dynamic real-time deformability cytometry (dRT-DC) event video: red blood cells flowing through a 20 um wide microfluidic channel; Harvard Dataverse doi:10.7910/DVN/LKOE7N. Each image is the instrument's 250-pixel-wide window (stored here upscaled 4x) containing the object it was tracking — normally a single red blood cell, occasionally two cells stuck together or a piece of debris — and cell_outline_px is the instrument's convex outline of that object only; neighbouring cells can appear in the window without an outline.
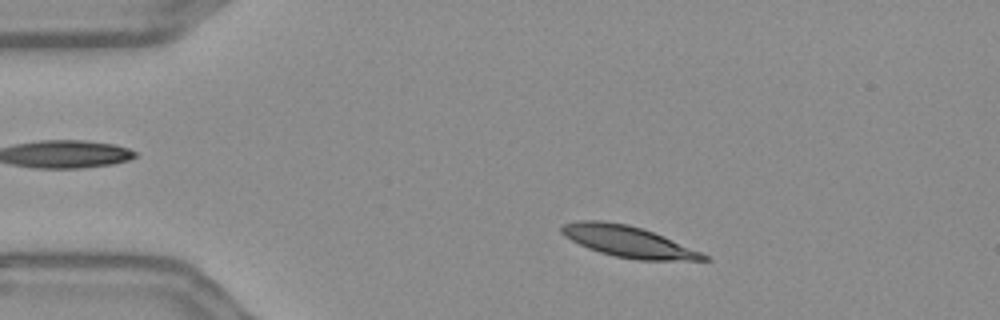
{"species": "Egyptian fruit bat (a non-hibernating species)", "species_latin": "Rousettus aegyptiacus", "temperature_condition": "warm", "stored_images_in_passage": 53, "camera_frame_rate_fps": 3000, "um_per_image_px": 0.085, "frame": {"image": 1, "passage_image": 7, "time_ms": 2.0, "image_size_px": [1000, 320], "cell_outline_px": [[712, 260], [636, 260], [616, 256], [600, 252], [588, 248], [564, 236], [560, 232], [560, 228], [564, 224], [576, 220], [600, 220], [628, 224], [664, 236], [700, 252], [708, 256]], "centroid_in_image_um": [53.36, 20.52], "position_along_channel_um": 31.6, "area_um2": 25.55}}
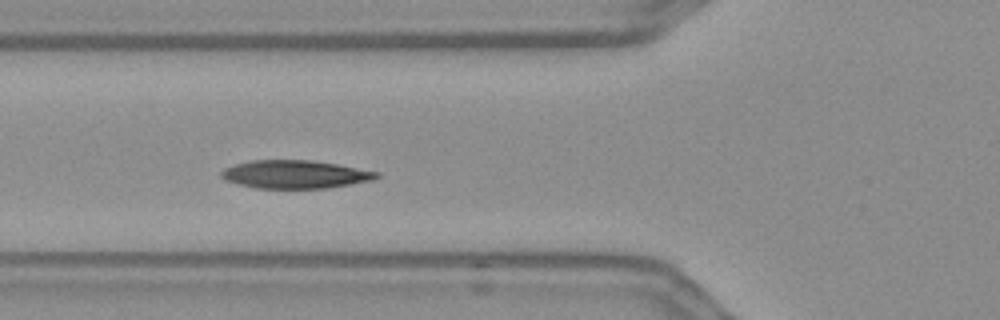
{"frame": {"image": 2, "passage_image": 17, "time_ms": 5.333, "image_size_px": [1000, 320], "cell_outline_px": [[380, 176], [372, 180], [328, 188], [256, 188], [224, 180], [220, 176], [220, 172], [224, 168], [236, 164], [252, 160], [312, 160], [336, 164], [380, 172]], "centroid_in_image_um": [25.07, 14.82], "position_along_channel_um": 100.7, "area_um2": 25.37}}
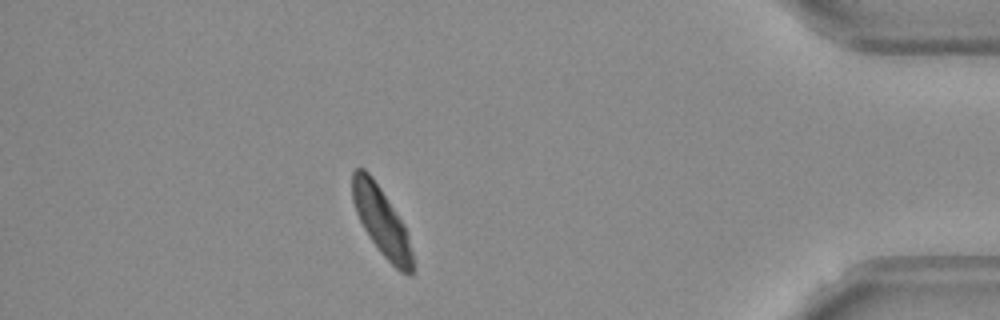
{"frame": {"image": 3, "passage_image": 46, "time_ms": 15.0, "image_size_px": [1000, 320], "cell_outline_px": [[416, 272], [412, 276], [400, 272], [380, 252], [364, 228], [356, 212], [352, 200], [352, 172], [356, 168], [364, 168], [372, 176], [404, 224], [408, 236], [412, 252]], "centroid_in_image_um": [32.45, 18.85], "position_along_channel_um": 402.7, "area_um2": 23.87}, "authors_computed_cell_mechanics": {"area_um2": 25.5476, "velocity_mm_per_s": 3.587, "shape_relaxation_time_tau1_ms": 3.6291, "shape_relaxation_time_tau2_ms": 2.6024, "deformation_change_tau1": 0.1449, "deformation_change_tau2": 0.0656}}